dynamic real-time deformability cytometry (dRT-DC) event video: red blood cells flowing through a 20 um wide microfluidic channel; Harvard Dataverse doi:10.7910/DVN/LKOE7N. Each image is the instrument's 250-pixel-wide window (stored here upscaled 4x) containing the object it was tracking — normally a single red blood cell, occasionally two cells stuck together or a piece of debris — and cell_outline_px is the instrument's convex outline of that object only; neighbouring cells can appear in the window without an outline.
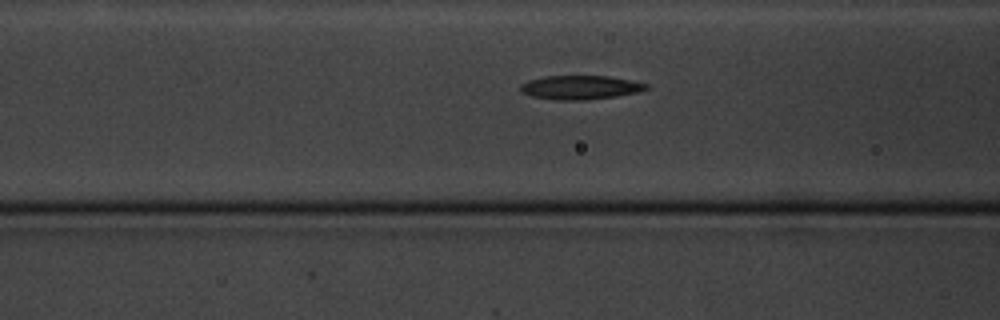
{"species": "common noctule bat (a hibernating species)", "species_latin": "Nyctalus noctula", "temperature_condition": "cold", "stored_images_in_passage": 8, "camera_frame_rate_fps": 3000, "um_per_image_px": 0.085, "animal": {"sex": "male", "body_mass_g": 20.1, "forearm_length_mm": 53.5}, "frame": {"image": 1, "passage_image": 7, "time_ms": 8.667, "image_size_px": [1000, 320], "cell_outline_px": [[648, 88], [640, 92], [616, 96], [584, 100], [556, 100], [532, 96], [520, 92], [520, 84], [528, 80], [544, 76], [608, 76], [648, 84]], "centroid_in_image_um": [49.29, 7.43], "position_along_channel_um": 117.3, "area_um2": 17.51}}